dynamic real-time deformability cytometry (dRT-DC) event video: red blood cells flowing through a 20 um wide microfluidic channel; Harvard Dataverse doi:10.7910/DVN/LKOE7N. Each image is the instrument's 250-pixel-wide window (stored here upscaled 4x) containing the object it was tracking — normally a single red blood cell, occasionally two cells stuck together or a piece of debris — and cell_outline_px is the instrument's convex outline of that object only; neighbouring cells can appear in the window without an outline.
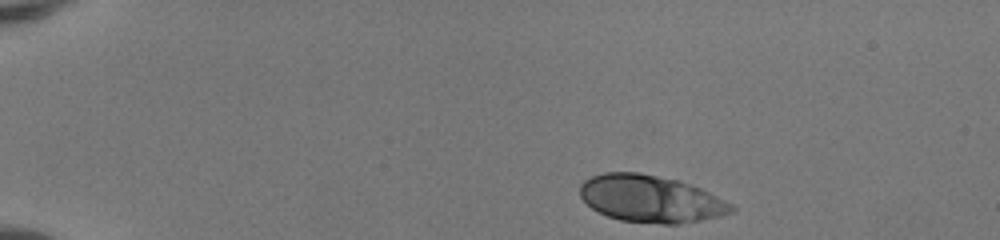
{"species": "human", "species_latin": "Homo sapiens", "temperature_condition": "room temperature", "stored_images_in_passage": 15, "camera_frame_rate_fps": 3000, "um_per_image_px": 0.085, "donor": {"sex": "female"}, "frame": {"image": 1, "passage_image": 1, "time_ms": 0.0, "image_size_px": [1000, 240], "cell_outline_px": [[736, 212], [720, 216], [700, 220], [676, 224], [664, 224], [620, 220], [608, 216], [592, 208], [580, 196], [580, 184], [584, 180], [592, 176], [604, 172], [640, 172], [680, 180], [692, 184], [732, 204], [736, 208]], "centroid_in_image_um": [55.33, 16.89], "position_along_channel_um": 29.7, "area_um2": 41.62}}
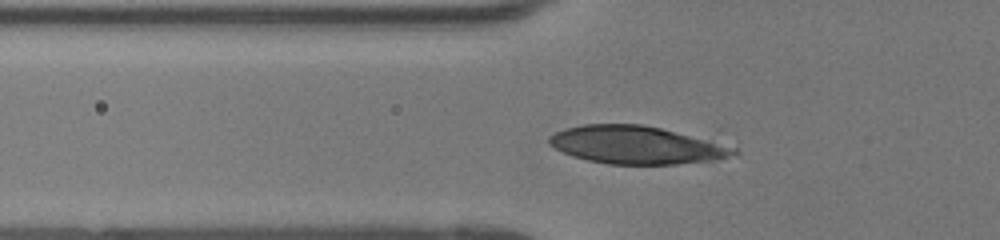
{"frame": {"image": 2, "passage_image": 11, "time_ms": 3.333, "image_size_px": [1000, 240], "cell_outline_px": [[740, 152], [736, 156], [712, 160], [676, 164], [608, 164], [588, 160], [572, 156], [548, 144], [548, 136], [564, 128], [584, 124], [644, 124], [660, 128], [736, 148]], "centroid_in_image_um": [54.05, 12.33], "position_along_channel_um": 71.8, "area_um2": 40.34}}